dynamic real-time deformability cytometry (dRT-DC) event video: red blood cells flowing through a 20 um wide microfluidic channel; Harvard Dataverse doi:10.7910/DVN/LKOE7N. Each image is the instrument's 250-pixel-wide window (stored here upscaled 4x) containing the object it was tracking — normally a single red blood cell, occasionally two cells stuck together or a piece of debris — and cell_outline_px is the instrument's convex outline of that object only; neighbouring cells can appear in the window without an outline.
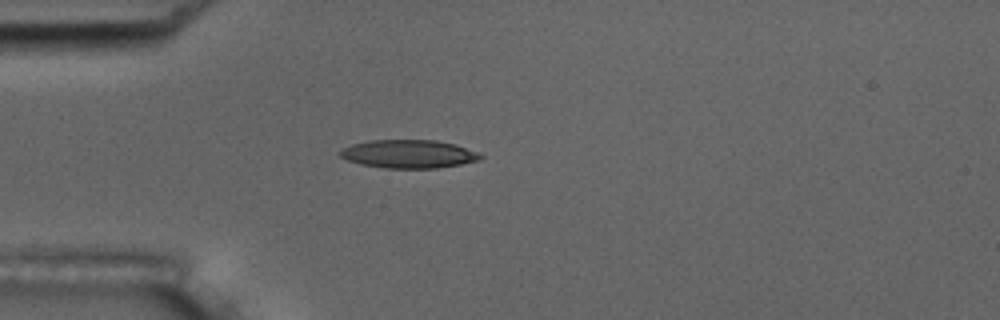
{"species": "common noctule bat (a hibernating species)", "species_latin": "Nyctalus noctula", "temperature_condition": "room temperature", "stored_images_in_passage": 4, "camera_frame_rate_fps": 3000, "um_per_image_px": 0.085, "animal": {"sex": "male", "body_mass_g": 17.5, "forearm_length_mm": 52.3}, "frame": {"image": 1, "passage_image": 4, "time_ms": 3.333, "image_size_px": [1000, 320], "cell_outline_px": [[484, 156], [480, 160], [460, 164], [436, 168], [384, 168], [360, 164], [348, 160], [340, 156], [340, 148], [352, 144], [372, 140], [436, 140], [456, 144], [480, 152]], "centroid_in_image_um": [34.77, 13.08], "position_along_channel_um": 50.2, "area_um2": 23.29}}